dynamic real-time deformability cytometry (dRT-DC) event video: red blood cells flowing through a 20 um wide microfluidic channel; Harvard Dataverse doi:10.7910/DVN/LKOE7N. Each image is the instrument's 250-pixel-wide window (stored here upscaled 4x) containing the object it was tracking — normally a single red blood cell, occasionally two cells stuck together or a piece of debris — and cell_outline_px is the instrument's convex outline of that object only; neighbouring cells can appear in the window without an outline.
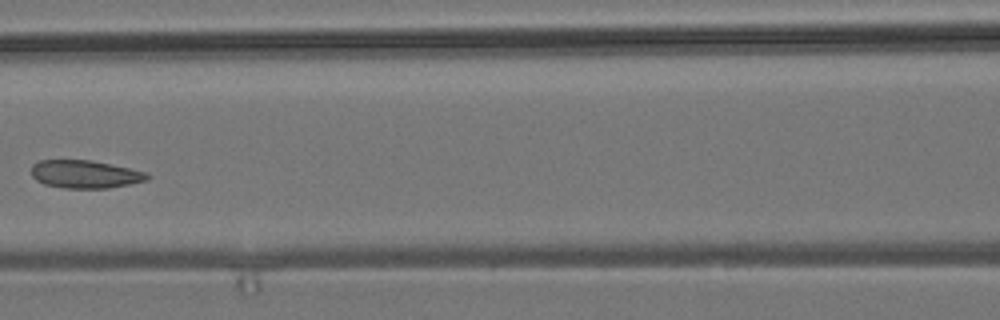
{"species": "common noctule bat (a hibernating species)", "species_latin": "Nyctalus noctula", "temperature_condition": "room temperature", "stored_images_in_passage": 7, "camera_frame_rate_fps": 3000, "um_per_image_px": 0.085, "animal": {"sex": "male", "body_mass_g": 19.2, "forearm_length_mm": 51.8}, "frame": {"image": 1, "passage_image": 7, "time_ms": 7.0, "image_size_px": [1000, 320], "cell_outline_px": [[152, 176], [148, 180], [108, 188], [64, 188], [44, 184], [36, 180], [32, 176], [32, 164], [40, 160], [92, 160], [148, 172]], "centroid_in_image_um": [7.25, 14.8], "position_along_channel_um": 159.3, "area_um2": 18.96}}